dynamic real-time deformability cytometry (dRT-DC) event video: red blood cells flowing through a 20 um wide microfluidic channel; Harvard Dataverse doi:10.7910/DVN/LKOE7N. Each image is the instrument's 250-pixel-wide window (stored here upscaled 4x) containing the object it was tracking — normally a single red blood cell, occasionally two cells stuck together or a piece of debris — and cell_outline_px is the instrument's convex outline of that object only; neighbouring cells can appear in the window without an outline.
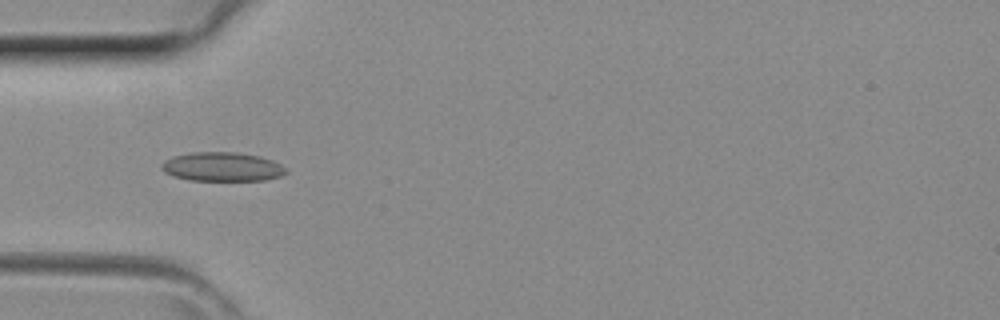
{"species": "common noctule bat (a hibernating species)", "species_latin": "Nyctalus noctula", "temperature_condition": "room temperature", "stored_images_in_passage": 31, "camera_frame_rate_fps": 3000, "um_per_image_px": 0.085, "animal": {"sex": "female", "body_mass_g": 29.2, "forearm_length_mm": 56.3}, "frame": {"image": 1, "passage_image": 11, "time_ms": 3.333, "image_size_px": [1000, 320], "cell_outline_px": [[288, 172], [280, 176], [264, 180], [188, 180], [172, 176], [164, 172], [160, 168], [160, 164], [164, 160], [172, 156], [188, 152], [236, 152], [260, 156], [272, 160], [280, 164]], "centroid_in_image_um": [18.82, 14.17], "position_along_channel_um": 66.2, "area_um2": 21.21}}
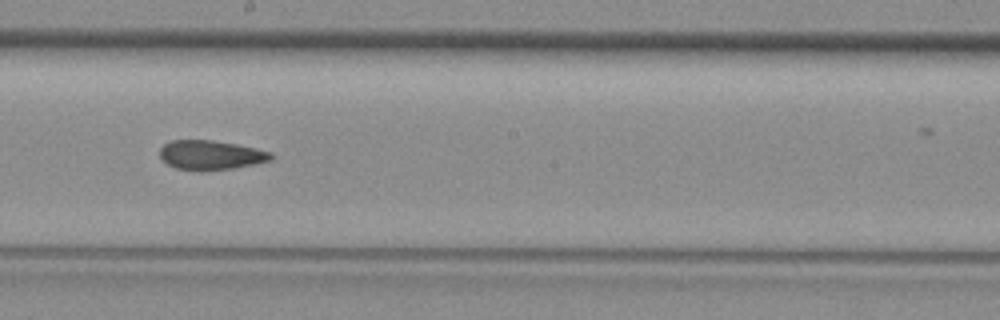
{"frame": {"image": 2, "passage_image": 21, "time_ms": 6.667, "image_size_px": [1000, 320], "cell_outline_px": [[272, 160], [232, 168], [200, 172], [176, 168], [168, 164], [160, 156], [160, 148], [164, 144], [172, 140], [212, 140], [236, 144], [256, 148], [272, 152]], "centroid_in_image_um": [17.9, 13.18], "position_along_channel_um": 230.3, "area_um2": 19.07}}
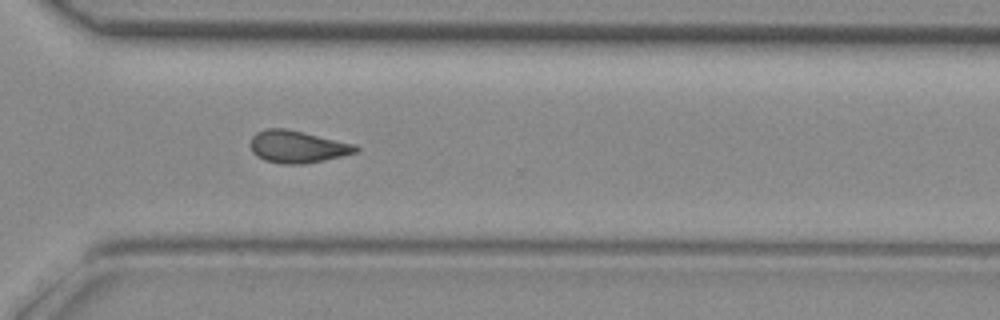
{"frame": {"image": 3, "passage_image": 28, "time_ms": 9.0, "image_size_px": [1000, 320], "cell_outline_px": [[360, 148], [356, 152], [324, 160], [304, 164], [284, 164], [264, 160], [256, 156], [252, 152], [248, 144], [252, 136], [256, 132], [268, 128], [284, 128], [356, 144]], "centroid_in_image_um": [25.23, 12.47], "position_along_channel_um": 345.4, "area_um2": 19.83}}